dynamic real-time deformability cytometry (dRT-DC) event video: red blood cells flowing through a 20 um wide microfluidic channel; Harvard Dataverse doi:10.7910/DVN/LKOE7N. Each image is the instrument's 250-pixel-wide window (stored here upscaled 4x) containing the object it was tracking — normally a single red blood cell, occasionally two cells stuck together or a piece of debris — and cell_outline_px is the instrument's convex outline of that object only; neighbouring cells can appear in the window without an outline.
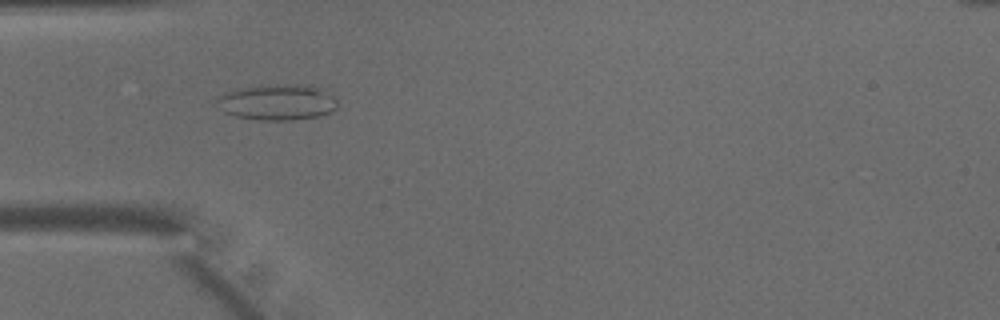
{"species": "common noctule bat (a hibernating species)", "species_latin": "Nyctalus noctula", "temperature_condition": "warm", "stored_images_in_passage": 48, "camera_frame_rate_fps": 3000, "um_per_image_px": 0.085, "animal": {"sex": "male", "body_mass_g": 15.6}, "frame": {"image": 1, "passage_image": 15, "time_ms": 4.667, "image_size_px": [1000, 320], "cell_outline_px": [[336, 108], [328, 112], [316, 116], [288, 120], [260, 120], [236, 116], [224, 112], [220, 108], [216, 100], [224, 92], [236, 88], [260, 84], [296, 84], [328, 88], [336, 100]], "centroid_in_image_um": [23.56, 8.65], "position_along_channel_um": 61.4, "area_um2": 25.49}}
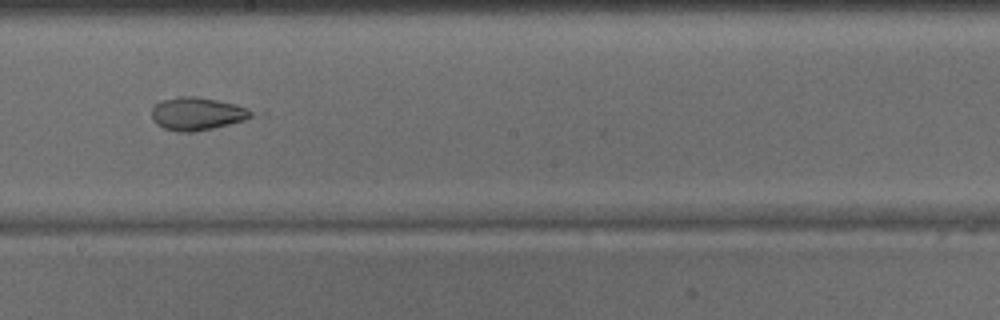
{"frame": {"image": 2, "passage_image": 27, "time_ms": 8.667, "image_size_px": [1000, 320], "cell_outline_px": [[256, 112], [252, 116], [244, 120], [212, 128], [192, 132], [180, 132], [164, 128], [156, 124], [152, 120], [152, 108], [160, 100], [176, 96], [196, 96], [216, 100], [248, 108]], "centroid_in_image_um": [16.72, 9.66], "position_along_channel_um": 231.5, "area_um2": 19.07}}
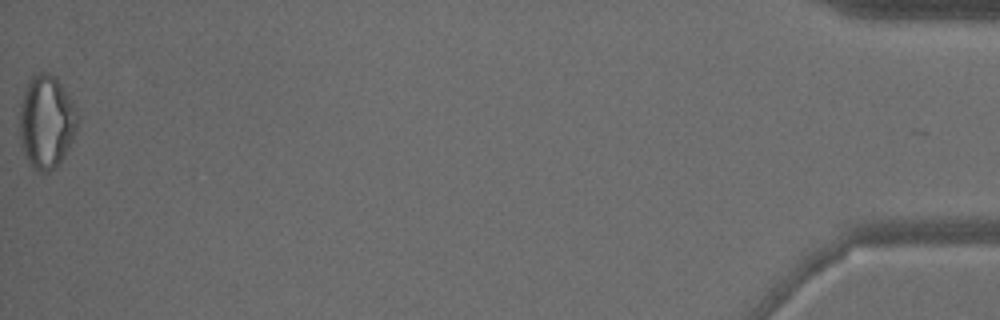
{"frame": {"image": 3, "passage_image": 48, "time_ms": 15.667, "image_size_px": [1000, 320], "cell_outline_px": [[80, 116], [72, 140], [64, 156], [56, 168], [48, 172], [40, 172], [28, 160], [20, 144], [20, 104], [28, 80], [36, 72], [48, 72], [56, 76], [68, 92]], "centroid_in_image_um": [3.96, 10.31], "position_along_channel_um": 431.2, "area_um2": 31.73}}